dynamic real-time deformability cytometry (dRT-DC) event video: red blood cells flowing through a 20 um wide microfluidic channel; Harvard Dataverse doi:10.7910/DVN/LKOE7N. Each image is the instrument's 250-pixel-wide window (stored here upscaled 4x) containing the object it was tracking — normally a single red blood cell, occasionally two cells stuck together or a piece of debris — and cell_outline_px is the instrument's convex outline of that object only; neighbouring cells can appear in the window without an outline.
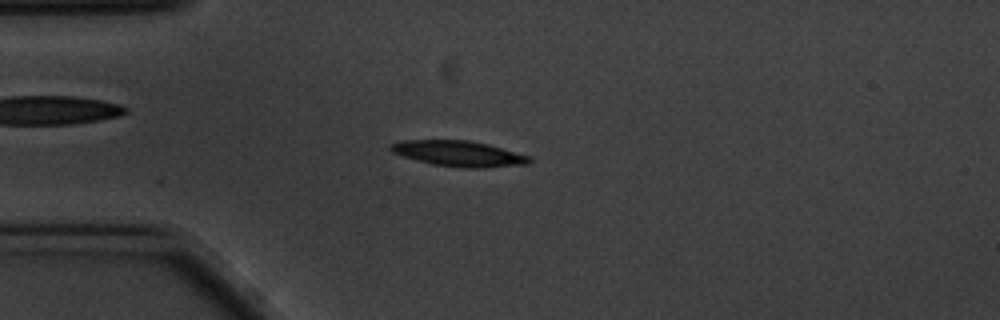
{"species": "common noctule bat (a hibernating species)", "species_latin": "Nyctalus noctula", "temperature_condition": "cold", "stored_images_in_passage": 7, "camera_frame_rate_fps": 3000, "um_per_image_px": 0.085, "animal": {"sex": "male", "body_mass_g": 20.1, "forearm_length_mm": 53.5}, "frame": {"image": 1, "passage_image": 1, "time_ms": 0.0, "image_size_px": [1000, 320], "cell_outline_px": [[532, 160], [528, 164], [480, 168], [464, 168], [432, 164], [416, 160], [392, 152], [388, 148], [392, 144], [404, 140], [468, 140], [488, 144], [532, 156]], "centroid_in_image_um": [39.04, 13.06], "position_along_channel_um": 46.0, "area_um2": 20.69}}